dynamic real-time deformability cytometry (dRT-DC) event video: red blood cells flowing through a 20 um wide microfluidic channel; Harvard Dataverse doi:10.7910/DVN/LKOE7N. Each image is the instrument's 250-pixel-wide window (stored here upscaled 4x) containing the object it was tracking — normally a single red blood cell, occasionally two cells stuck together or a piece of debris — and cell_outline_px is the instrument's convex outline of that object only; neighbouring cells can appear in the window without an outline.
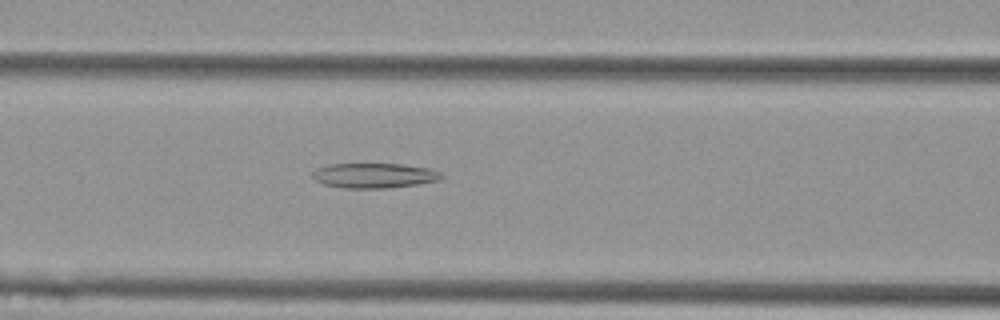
{"species": "Egyptian fruit bat (a non-hibernating species)", "species_latin": "Rousettus aegyptiacus", "temperature_condition": "cold", "stored_images_in_passage": 18, "camera_frame_rate_fps": 3000, "um_per_image_px": 0.085, "animal": {"sex": "female"}, "frame": {"image": 1, "passage_image": 10, "time_ms": 3.0, "image_size_px": [1000, 320], "cell_outline_px": [[444, 176], [440, 180], [416, 184], [384, 188], [344, 188], [324, 184], [316, 180], [312, 176], [312, 172], [316, 168], [328, 164], [404, 164], [428, 168], [440, 172]], "centroid_in_image_um": [31.8, 14.91], "position_along_channel_um": 134.8, "area_um2": 18.67}}
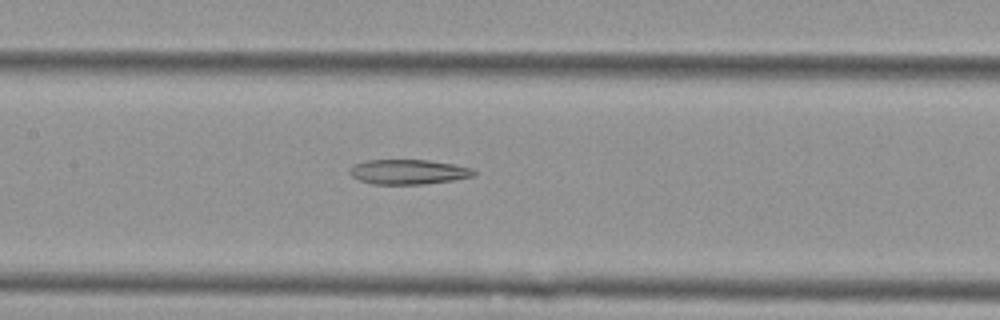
{"frame": {"image": 2, "passage_image": 13, "time_ms": 4.0, "image_size_px": [1000, 320], "cell_outline_px": [[476, 176], [456, 180], [420, 184], [372, 184], [360, 180], [352, 176], [348, 172], [348, 168], [352, 164], [364, 160], [428, 160], [456, 164], [472, 168], [476, 172]], "centroid_in_image_um": [34.71, 14.6], "position_along_channel_um": 172.7, "area_um2": 18.26}}
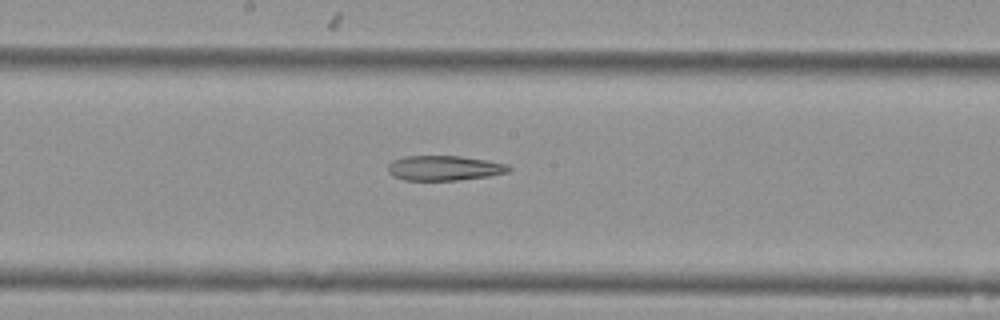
{"frame": {"image": 3, "passage_image": 16, "time_ms": 5.0, "image_size_px": [1000, 320], "cell_outline_px": [[512, 168], [508, 172], [488, 176], [456, 180], [404, 180], [392, 176], [388, 172], [388, 164], [392, 160], [404, 156], [460, 156], [508, 164]], "centroid_in_image_um": [37.72, 14.28], "position_along_channel_um": 210.5, "area_um2": 17.51}}